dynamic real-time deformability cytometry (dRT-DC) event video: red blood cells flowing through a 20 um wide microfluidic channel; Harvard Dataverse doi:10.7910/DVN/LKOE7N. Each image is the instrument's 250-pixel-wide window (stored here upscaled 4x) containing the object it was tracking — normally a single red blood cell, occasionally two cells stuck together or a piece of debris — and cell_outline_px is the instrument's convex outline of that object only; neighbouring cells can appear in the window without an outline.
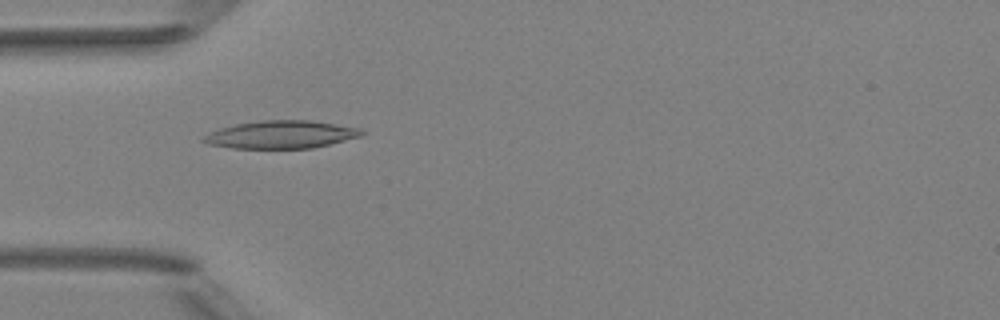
{"species": "Egyptian fruit bat (a non-hibernating species)", "species_latin": "Rousettus aegyptiacus", "temperature_condition": "room temperature", "stored_images_in_passage": 2, "camera_frame_rate_fps": 3000, "um_per_image_px": 0.085, "animal": {"sex": "female"}, "frame": {"image": 1, "passage_image": 1, "time_ms": 0.0, "image_size_px": [1000, 320], "cell_outline_px": [[364, 132], [360, 136], [312, 148], [232, 148], [208, 144], [200, 140], [208, 132], [220, 128], [236, 124], [260, 120], [312, 120], [360, 128]], "centroid_in_image_um": [23.84, 11.43], "position_along_channel_um": 61.2, "area_um2": 25.49}}
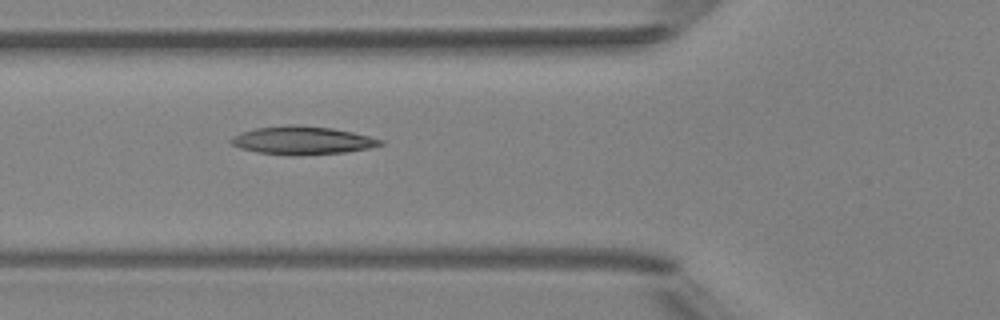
{"frame": {"image": 2, "passage_image": 2, "time_ms": 1.0, "image_size_px": [1000, 320], "cell_outline_px": [[384, 144], [368, 148], [344, 152], [300, 156], [288, 156], [256, 152], [240, 148], [232, 144], [228, 140], [232, 136], [240, 132], [256, 128], [288, 124], [296, 124], [332, 128], [352, 132], [384, 140]], "centroid_in_image_um": [25.65, 11.94], "position_along_channel_um": 100.2, "area_um2": 24.8}}